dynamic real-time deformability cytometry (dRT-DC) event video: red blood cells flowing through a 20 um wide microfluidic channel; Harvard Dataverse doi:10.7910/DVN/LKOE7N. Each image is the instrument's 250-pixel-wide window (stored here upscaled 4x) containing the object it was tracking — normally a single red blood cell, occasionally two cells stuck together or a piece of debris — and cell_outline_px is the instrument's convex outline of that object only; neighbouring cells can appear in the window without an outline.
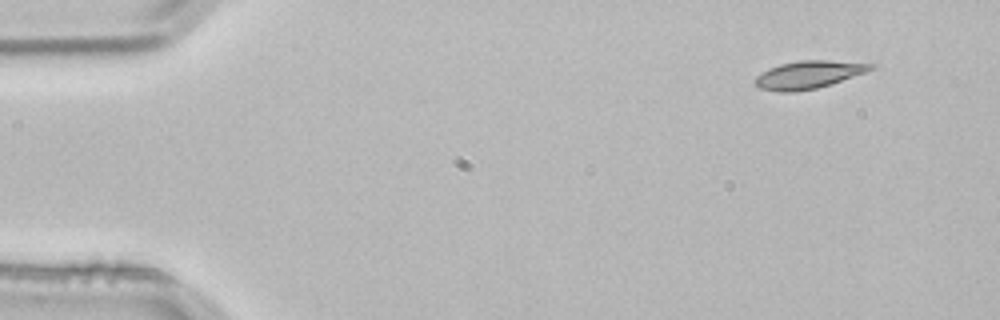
{"species": "common noctule bat (a hibernating species)", "species_latin": "Nyctalus noctula", "temperature_condition": "room temperature", "stored_images_in_passage": 3, "camera_frame_rate_fps": 3000, "um_per_image_px": 0.085, "animal": {"sex": "male", "body_mass_g": 21.5, "forearm_length_mm": 52.0}, "frame": {"image": 1, "passage_image": 1, "time_ms": 0.0, "image_size_px": [1000, 320], "cell_outline_px": [[876, 68], [816, 88], [792, 92], [780, 92], [760, 88], [752, 80], [756, 76], [768, 68], [780, 64], [800, 60], [828, 60], [876, 64]], "centroid_in_image_um": [68.68, 6.33], "position_along_channel_um": 16.3, "area_um2": 18.44}}
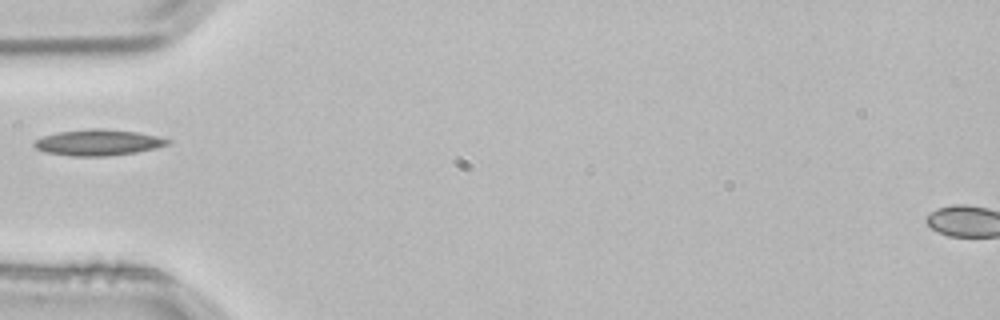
{"frame": {"image": 2, "passage_image": 3, "time_ms": 0.667, "image_size_px": [1000, 320], "cell_outline_px": [[172, 140], [168, 144], [156, 148], [136, 152], [104, 156], [72, 156], [44, 152], [36, 148], [32, 144], [36, 140], [44, 136], [60, 132], [88, 128], [100, 128], [136, 132], [156, 136]], "centroid_in_image_um": [8.33, 12.11], "position_along_channel_um": 76.7, "area_um2": 20.06}}